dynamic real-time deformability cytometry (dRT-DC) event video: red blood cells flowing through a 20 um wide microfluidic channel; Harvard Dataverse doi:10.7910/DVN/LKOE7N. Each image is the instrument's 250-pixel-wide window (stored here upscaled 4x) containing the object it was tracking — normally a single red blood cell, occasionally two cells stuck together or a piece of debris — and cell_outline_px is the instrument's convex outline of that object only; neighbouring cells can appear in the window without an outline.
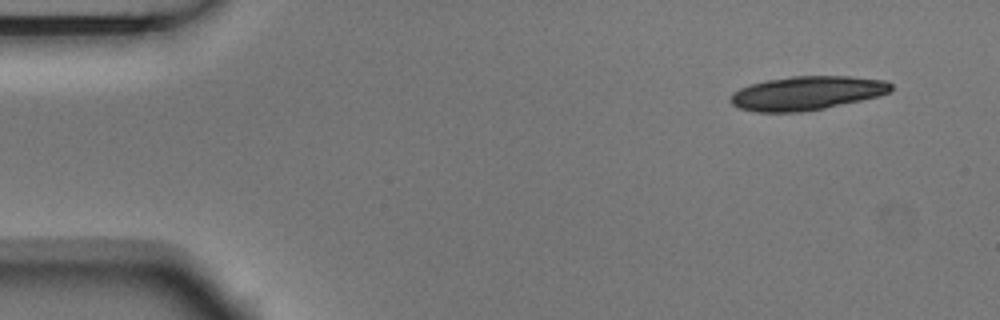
{"species": "Egyptian fruit bat (a non-hibernating species)", "species_latin": "Rousettus aegyptiacus", "temperature_condition": "room temperature", "stored_images_in_passage": 4, "camera_frame_rate_fps": 3000, "um_per_image_px": 0.085, "animal": {"sex": "male"}, "frame": {"image": 1, "passage_image": 1, "time_ms": 0.0, "image_size_px": [1000, 320], "cell_outline_px": [[892, 92], [880, 96], [824, 108], [800, 112], [756, 112], [740, 108], [732, 104], [728, 100], [728, 96], [732, 92], [740, 88], [752, 84], [768, 80], [792, 76], [852, 76], [888, 80], [892, 84]], "centroid_in_image_um": [68.6, 7.91], "position_along_channel_um": 16.4, "area_um2": 31.91}}